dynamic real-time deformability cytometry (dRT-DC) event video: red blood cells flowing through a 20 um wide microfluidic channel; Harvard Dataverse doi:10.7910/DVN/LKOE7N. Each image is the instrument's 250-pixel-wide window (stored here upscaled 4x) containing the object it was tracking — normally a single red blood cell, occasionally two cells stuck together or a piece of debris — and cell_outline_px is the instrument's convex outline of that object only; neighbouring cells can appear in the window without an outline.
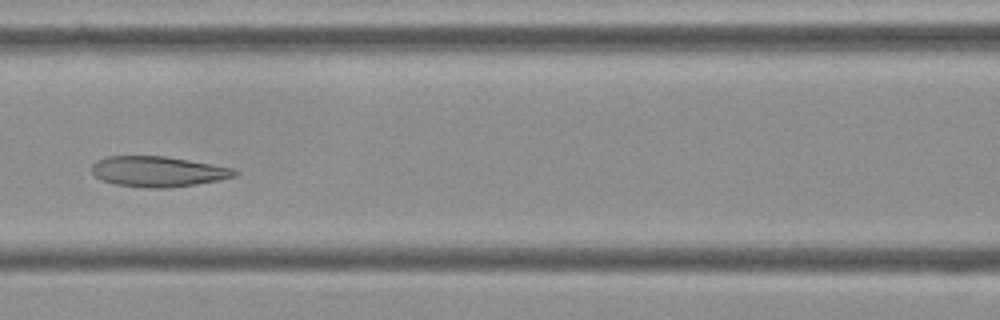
{"species": "Egyptian fruit bat (a non-hibernating species)", "species_latin": "Rousettus aegyptiacus", "temperature_condition": "cold", "stored_images_in_passage": 7, "camera_frame_rate_fps": 3000, "um_per_image_px": 0.085, "frame": {"image": 1, "passage_image": 7, "time_ms": 2.0, "image_size_px": [1000, 320], "cell_outline_px": [[240, 172], [236, 176], [220, 180], [196, 184], [168, 188], [148, 188], [116, 184], [100, 180], [92, 172], [92, 164], [96, 160], [108, 156], [164, 156], [236, 168]], "centroid_in_image_um": [13.46, 14.58], "position_along_channel_um": 153.1, "area_um2": 25.49}}